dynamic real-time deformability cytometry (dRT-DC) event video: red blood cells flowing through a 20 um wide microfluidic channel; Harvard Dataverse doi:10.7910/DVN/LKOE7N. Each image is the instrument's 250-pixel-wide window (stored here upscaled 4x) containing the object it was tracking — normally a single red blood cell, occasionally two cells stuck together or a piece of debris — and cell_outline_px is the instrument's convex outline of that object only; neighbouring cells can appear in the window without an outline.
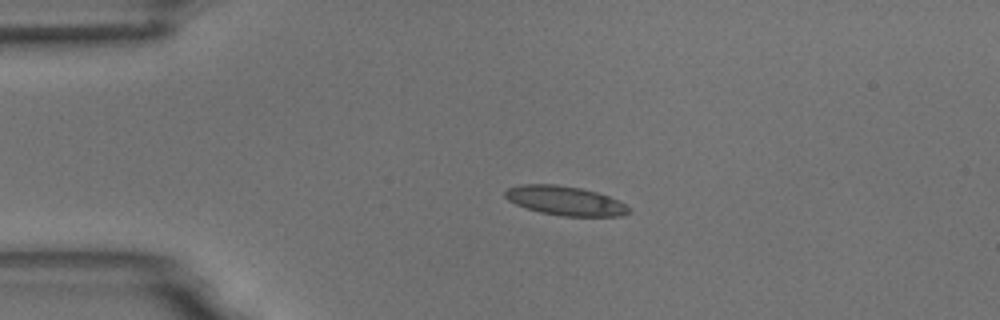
{"species": "common noctule bat (a hibernating species)", "species_latin": "Nyctalus noctula", "temperature_condition": "room temperature", "stored_images_in_passage": 4, "camera_frame_rate_fps": 3000, "um_per_image_px": 0.085, "animal": {"sex": "male", "body_mass_g": 18.8}, "frame": {"image": 1, "passage_image": 1, "time_ms": 0.0, "image_size_px": [1000, 320], "cell_outline_px": [[632, 212], [624, 216], [564, 216], [540, 212], [516, 204], [508, 200], [504, 196], [504, 192], [508, 188], [520, 184], [556, 184], [580, 188], [596, 192], [608, 196], [624, 204]], "centroid_in_image_um": [48.02, 17.06], "position_along_channel_um": 37.0, "area_um2": 20.92}}